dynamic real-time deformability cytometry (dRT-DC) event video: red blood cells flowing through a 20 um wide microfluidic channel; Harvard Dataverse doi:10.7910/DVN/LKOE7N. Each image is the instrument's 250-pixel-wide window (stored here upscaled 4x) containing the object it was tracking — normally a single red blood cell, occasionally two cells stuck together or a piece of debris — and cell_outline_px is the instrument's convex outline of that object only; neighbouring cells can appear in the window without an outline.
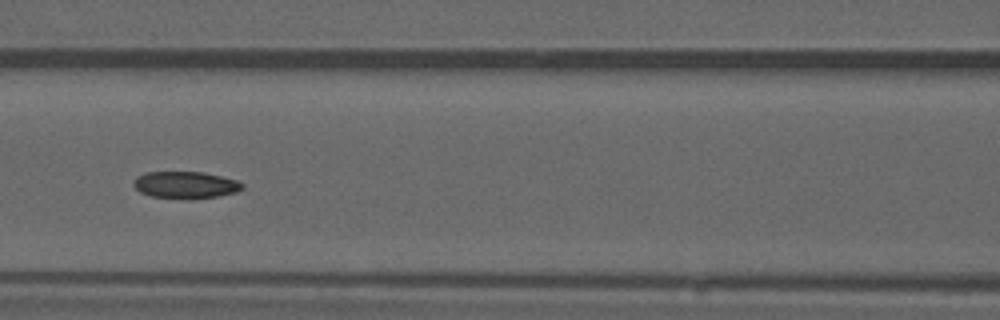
{"species": "common noctule bat (a hibernating species)", "species_latin": "Nyctalus noctula", "temperature_condition": "warm", "stored_images_in_passage": 52, "camera_frame_rate_fps": 3000, "um_per_image_px": 0.085, "animal": {"sex": "male", "forearm_length_mm": 52.5}, "frame": {"image": 1, "passage_image": 23, "time_ms": 7.333, "image_size_px": [1000, 320], "cell_outline_px": [[244, 188], [236, 192], [216, 196], [152, 196], [140, 192], [132, 184], [136, 176], [144, 172], [204, 172], [236, 180], [244, 184]], "centroid_in_image_um": [15.75, 15.66], "position_along_channel_um": 150.9, "area_um2": 16.3}, "authors_computed_cell_mechanics": {"area_um2": 17.4556, "velocity_mm_per_s": 3.9174, "shape_relaxation_time_tau1_ms": null, "shape_relaxation_time_tau2_ms": 5.4552, "deformation_change_tau1": null, "deformation_change_tau2": 0.0918}}